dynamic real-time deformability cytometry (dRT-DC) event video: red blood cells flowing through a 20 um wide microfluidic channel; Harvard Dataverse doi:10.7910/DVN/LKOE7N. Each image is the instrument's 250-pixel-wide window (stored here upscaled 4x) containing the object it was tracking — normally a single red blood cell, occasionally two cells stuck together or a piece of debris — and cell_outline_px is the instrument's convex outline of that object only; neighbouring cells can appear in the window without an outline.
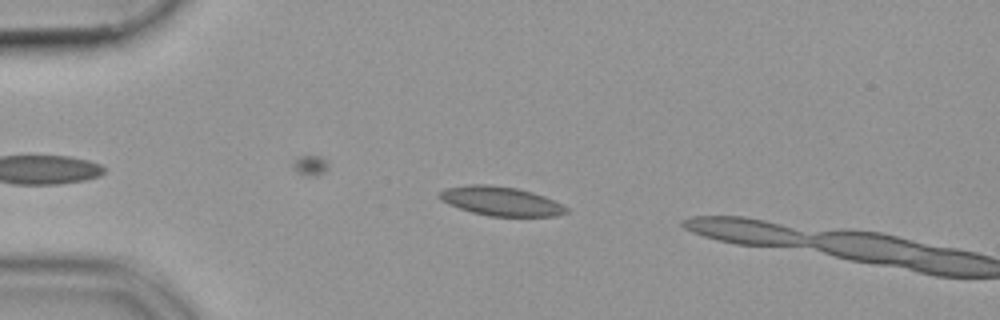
{"species": "common noctule bat (a hibernating species)", "species_latin": "Nyctalus noctula", "temperature_condition": "cold", "stored_images_in_passage": 14, "camera_frame_rate_fps": 3000, "um_per_image_px": 0.085, "animal": {"sex": "female", "body_mass_g": 19.9}, "frame": {"image": 1, "passage_image": 12, "time_ms": 3.667, "image_size_px": [1000, 320], "cell_outline_px": [[568, 212], [556, 216], [488, 216], [472, 212], [448, 204], [440, 200], [436, 196], [436, 192], [444, 188], [468, 184], [484, 184], [516, 188], [532, 192], [544, 196], [568, 208]], "centroid_in_image_um": [42.49, 17.09], "position_along_channel_um": 42.5, "area_um2": 21.56}}